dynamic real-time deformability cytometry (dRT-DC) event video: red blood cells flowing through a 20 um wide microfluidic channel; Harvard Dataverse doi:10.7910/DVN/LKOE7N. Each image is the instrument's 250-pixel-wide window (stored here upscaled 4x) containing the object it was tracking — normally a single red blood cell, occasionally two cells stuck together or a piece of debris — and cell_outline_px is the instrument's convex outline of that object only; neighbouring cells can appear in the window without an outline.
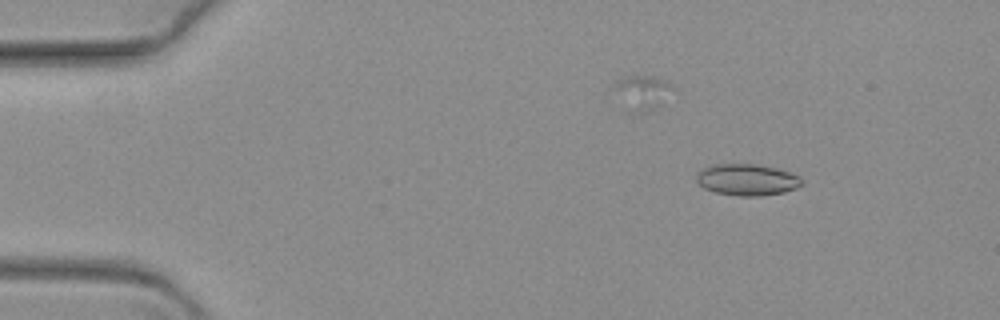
{"species": "common noctule bat (a hibernating species)", "species_latin": "Nyctalus noctula", "temperature_condition": "warm", "stored_images_in_passage": 60, "camera_frame_rate_fps": 3000, "um_per_image_px": 0.085, "animal": {"sex": "female", "body_mass_g": 19.3, "forearm_length_mm": 54.1}, "frame": {"image": 1, "passage_image": 2, "time_ms": 0.333, "image_size_px": [1000, 320], "cell_outline_px": [[804, 184], [796, 188], [784, 192], [760, 196], [740, 196], [716, 192], [704, 188], [696, 180], [696, 176], [704, 168], [716, 164], [756, 164], [776, 168], [800, 176], [804, 180]], "centroid_in_image_um": [63.55, 15.28], "position_along_channel_um": 21.5, "area_um2": 19.25}}
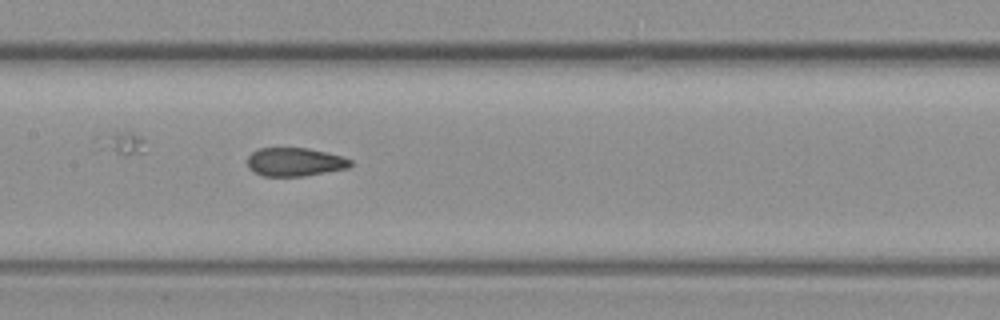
{"frame": {"image": 2, "passage_image": 26, "time_ms": 8.333, "image_size_px": [1000, 320], "cell_outline_px": [[352, 164], [348, 168], [304, 176], [264, 176], [248, 168], [248, 156], [252, 152], [260, 148], [308, 148], [328, 152], [344, 156], [352, 160]], "centroid_in_image_um": [25.1, 13.76], "position_along_channel_um": 182.3, "area_um2": 17.17}}
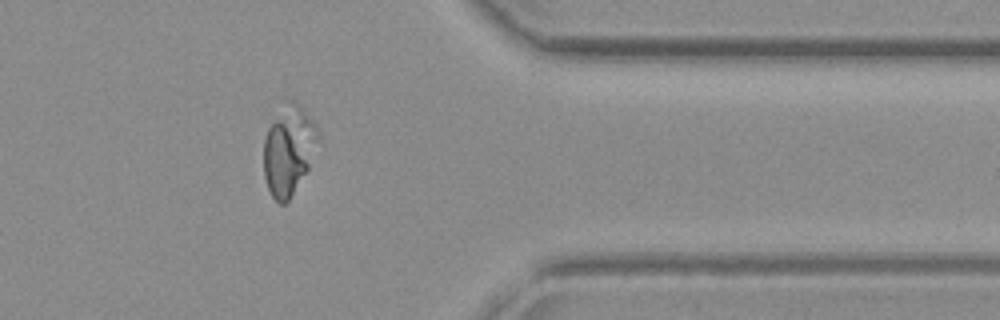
{"frame": {"image": 3, "passage_image": 47, "time_ms": 15.333, "image_size_px": [1000, 320], "cell_outline_px": [[320, 140], [308, 168], [288, 200], [284, 204], [280, 204], [272, 196], [268, 188], [264, 176], [264, 140], [268, 128], [284, 96], [292, 100], [304, 108], [316, 124], [320, 132]], "centroid_in_image_um": [24.55, 12.65], "position_along_channel_um": 386.9, "area_um2": 28.78}}